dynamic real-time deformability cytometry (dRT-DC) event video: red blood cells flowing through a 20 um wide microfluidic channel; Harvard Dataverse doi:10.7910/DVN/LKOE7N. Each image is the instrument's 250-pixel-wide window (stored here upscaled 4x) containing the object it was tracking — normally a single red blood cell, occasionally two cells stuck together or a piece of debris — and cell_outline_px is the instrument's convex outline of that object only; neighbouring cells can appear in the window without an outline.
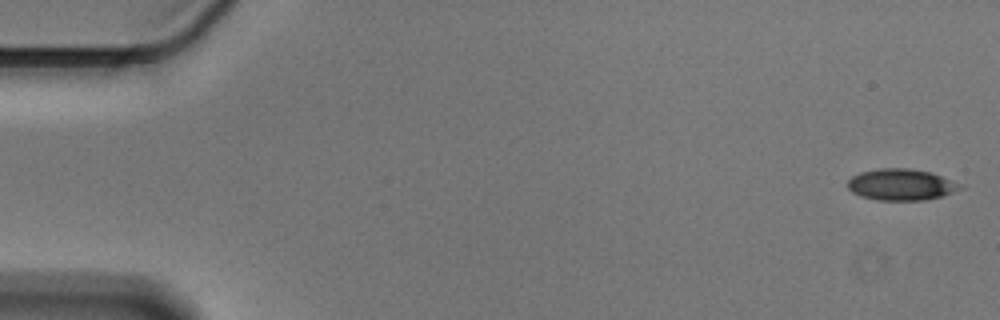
{"species": "Egyptian fruit bat (a non-hibernating species)", "species_latin": "Rousettus aegyptiacus", "temperature_condition": "cold", "stored_images_in_passage": 56, "camera_frame_rate_fps": 3000, "um_per_image_px": 0.085, "animal": {"sex": "male"}, "frame": {"image": 1, "passage_image": 1, "time_ms": 0.0, "image_size_px": [1000, 320], "cell_outline_px": [[964, 188], [944, 196], [924, 200], [876, 200], [860, 196], [852, 192], [848, 188], [848, 180], [852, 176], [860, 172], [880, 168], [908, 168], [932, 172]], "centroid_in_image_um": [76.55, 15.7], "position_along_channel_um": 8.5, "area_um2": 20.46}}
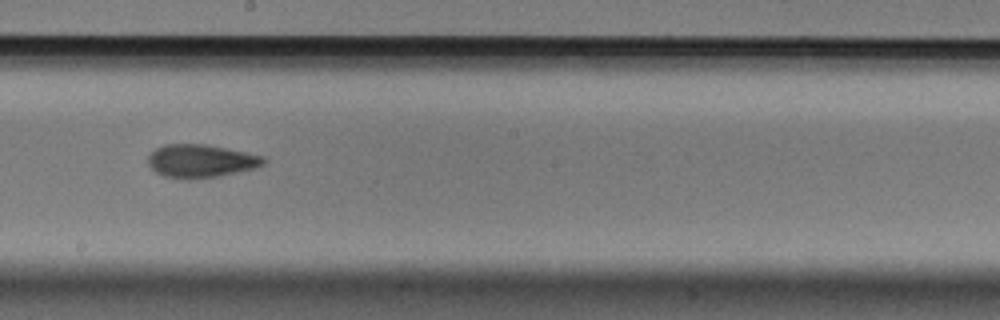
{"frame": {"image": 2, "passage_image": 31, "time_ms": 10.0, "image_size_px": [1000, 320], "cell_outline_px": [[268, 160], [264, 164], [256, 168], [220, 176], [188, 180], [164, 176], [156, 172], [148, 164], [148, 156], [156, 148], [164, 144], [204, 144], [264, 156]], "centroid_in_image_um": [17.08, 13.7], "position_along_channel_um": 231.1, "area_um2": 22.37}}
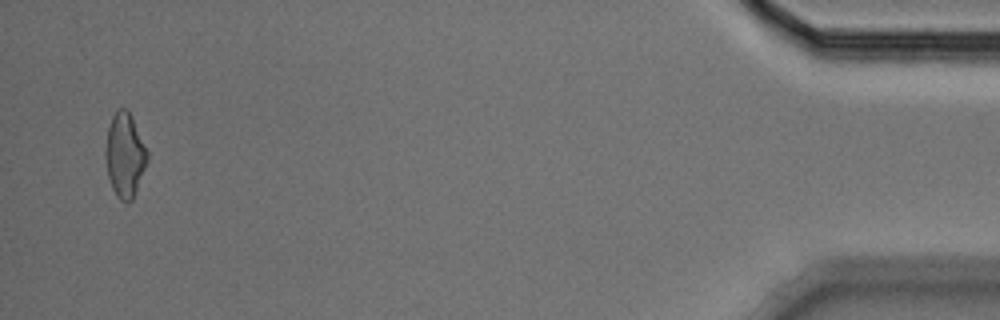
{"frame": {"image": 3, "passage_image": 54, "time_ms": 17.667, "image_size_px": [1000, 320], "cell_outline_px": [[148, 160], [132, 200], [128, 204], [120, 200], [116, 196], [112, 188], [108, 176], [104, 156], [104, 152], [108, 128], [112, 116], [116, 108], [124, 108], [132, 116], [148, 152]], "centroid_in_image_um": [10.59, 13.19], "position_along_channel_um": 424.6, "area_um2": 20.63}, "authors_computed_cell_mechanics": {"area_um2": 21.2415, "velocity_mm_per_s": 3.6019, "shape_relaxation_time_tau1_ms": 4.4479, "shape_relaxation_time_tau2_ms": 3.8646, "deformation_change_tau1": 0.1439, "deformation_change_tau2": 0.1112}}